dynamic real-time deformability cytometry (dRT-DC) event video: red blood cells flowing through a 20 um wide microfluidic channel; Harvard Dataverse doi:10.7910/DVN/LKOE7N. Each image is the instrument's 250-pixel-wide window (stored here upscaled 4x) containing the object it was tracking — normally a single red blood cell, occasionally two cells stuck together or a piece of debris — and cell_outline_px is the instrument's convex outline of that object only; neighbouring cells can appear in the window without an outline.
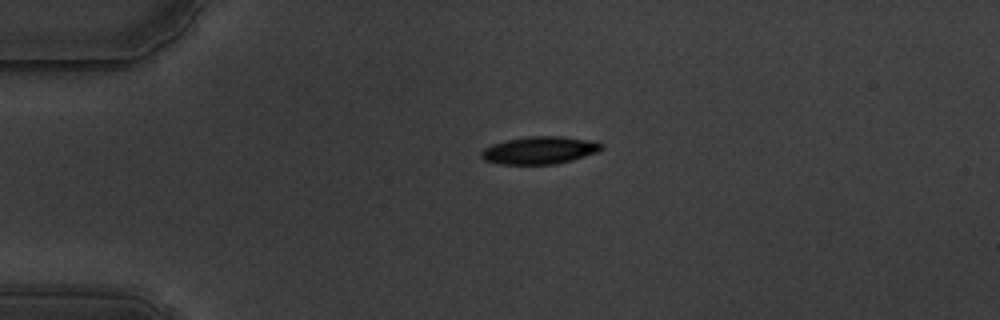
{"species": "common noctule bat (a hibernating species)", "species_latin": "Nyctalus noctula", "temperature_condition": "warm", "stored_images_in_passage": 45, "camera_frame_rate_fps": 3000, "um_per_image_px": 0.085, "animal": {"sex": "male", "body_mass_g": 19.5, "forearm_length_mm": 54.6}, "frame": {"image": 1, "passage_image": 1, "time_ms": 0.0, "image_size_px": [1000, 320], "cell_outline_px": [[604, 148], [600, 152], [572, 160], [556, 164], [500, 164], [484, 160], [480, 156], [480, 152], [484, 148], [492, 144], [508, 140], [528, 136], [560, 136], [596, 140]], "centroid_in_image_um": [45.9, 12.77], "position_along_channel_um": 39.1, "area_um2": 19.48}}
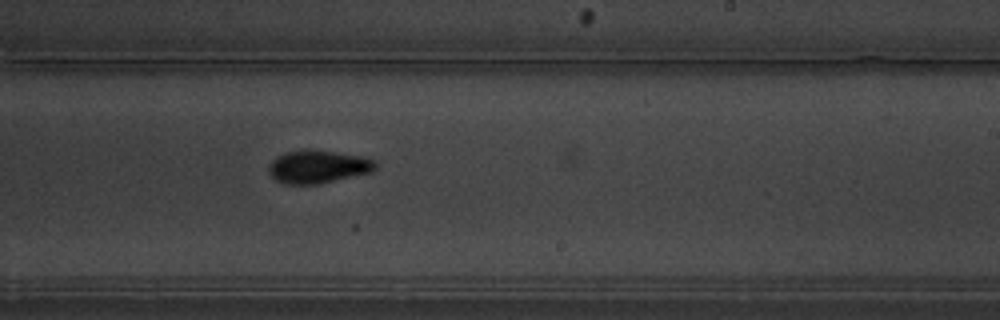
{"frame": {"image": 2, "passage_image": 23, "time_ms": 7.333, "image_size_px": [1000, 320], "cell_outline_px": [[376, 168], [372, 172], [316, 184], [284, 184], [276, 180], [268, 172], [268, 164], [276, 156], [284, 152], [304, 148], [336, 152], [364, 156], [376, 160]], "centroid_in_image_um": [27.01, 14.14], "position_along_channel_um": 262.0, "area_um2": 20.81}}
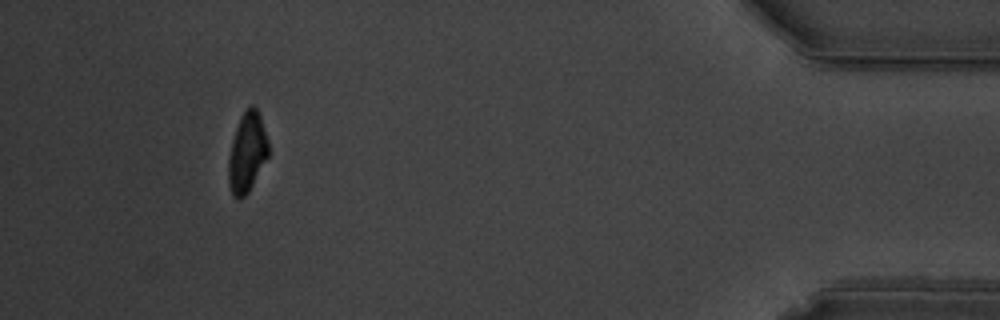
{"frame": {"image": 3, "passage_image": 41, "time_ms": 13.333, "image_size_px": [1000, 320], "cell_outline_px": [[268, 156], [248, 192], [240, 200], [232, 196], [228, 184], [228, 160], [232, 140], [240, 116], [252, 104], [256, 108], [260, 116], [268, 140]], "centroid_in_image_um": [20.98, 12.98], "position_along_channel_um": 414.2, "area_um2": 18.44}, "authors_computed_cell_mechanics": {"area_um2": 19.8832, "velocity_mm_per_s": 3.5205, "shape_relaxation_time_tau1_ms": 3.7702, "shape_relaxation_time_tau2_ms": 2.5437, "deformation_change_tau1": 0.1745, "deformation_change_tau2": 0.0709}}